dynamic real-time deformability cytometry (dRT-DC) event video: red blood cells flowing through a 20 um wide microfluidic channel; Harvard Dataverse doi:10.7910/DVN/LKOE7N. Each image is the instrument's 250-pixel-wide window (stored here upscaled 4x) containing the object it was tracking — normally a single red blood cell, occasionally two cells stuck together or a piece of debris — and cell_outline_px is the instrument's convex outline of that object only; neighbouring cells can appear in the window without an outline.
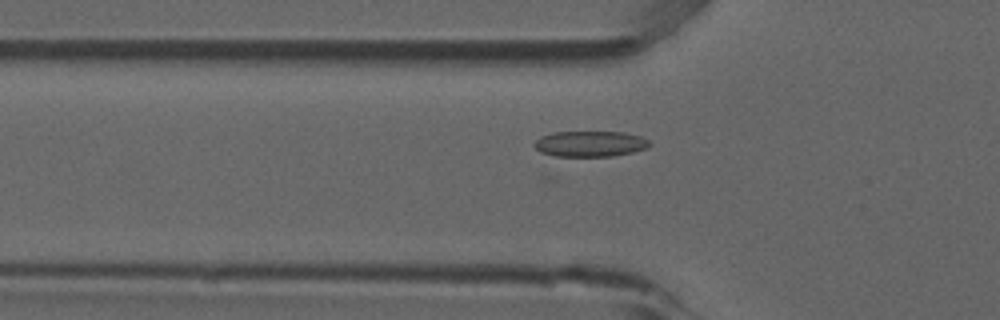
{"species": "common noctule bat (a hibernating species)", "species_latin": "Nyctalus noctula", "temperature_condition": "room temperature", "stored_images_in_passage": 47, "camera_frame_rate_fps": 3000, "um_per_image_px": 0.085, "animal": {"sex": "male", "forearm_length_mm": 52.5}, "frame": {"image": 1, "passage_image": 11, "time_ms": 3.333, "image_size_px": [1000, 320], "cell_outline_px": [[652, 144], [644, 148], [632, 152], [612, 156], [556, 156], [540, 152], [532, 144], [540, 136], [552, 132], [624, 132], [640, 136], [648, 140]], "centroid_in_image_um": [50.12, 12.22], "position_along_channel_um": 75.7, "area_um2": 17.22}}
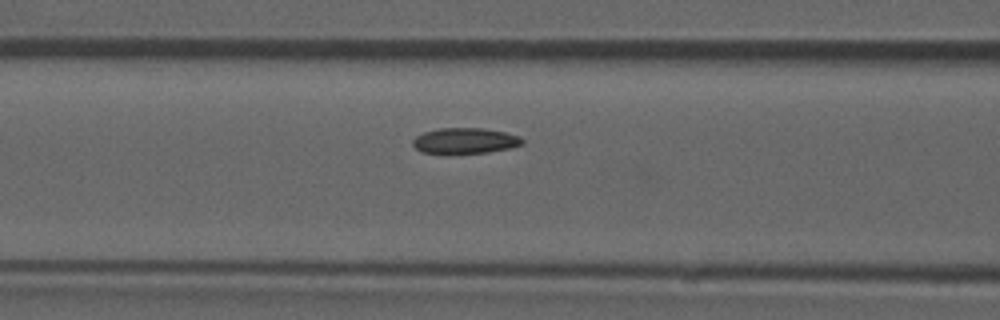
{"frame": {"image": 2, "passage_image": 15, "time_ms": 4.667, "image_size_px": [1000, 320], "cell_outline_px": [[524, 144], [508, 148], [488, 152], [420, 152], [412, 144], [412, 140], [416, 136], [424, 132], [440, 128], [484, 128], [504, 132], [520, 136], [524, 140]], "centroid_in_image_um": [39.54, 11.94], "position_along_channel_um": 127.1, "area_um2": 16.07}}
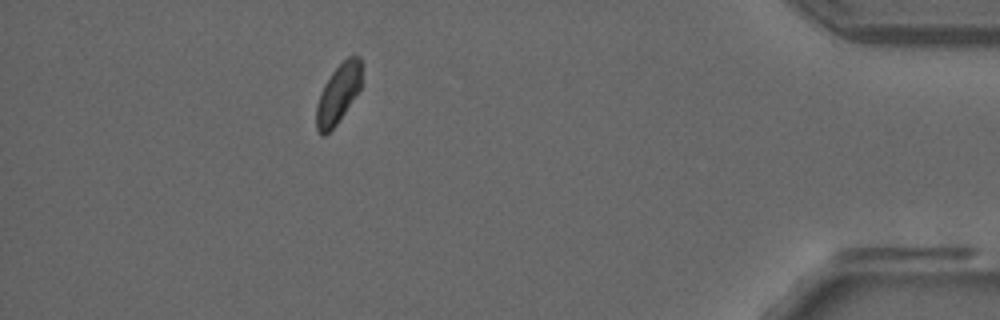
{"frame": {"image": 3, "passage_image": 41, "time_ms": 13.333, "image_size_px": [1000, 320], "cell_outline_px": [[360, 88], [336, 124], [324, 136], [320, 136], [316, 132], [316, 104], [320, 92], [324, 84], [332, 72], [348, 56], [360, 56]], "centroid_in_image_um": [28.69, 8.0], "position_along_channel_um": 406.5, "area_um2": 15.32}, "authors_computed_cell_mechanics": {"area_um2": 16.0684, "velocity_mm_per_s": 3.8209, "shape_relaxation_time_tau1_ms": 4.3531, "shape_relaxation_time_tau2_ms": 3.3947, "deformation_change_tau1": 0.0801, "deformation_change_tau2": 0.0689}}